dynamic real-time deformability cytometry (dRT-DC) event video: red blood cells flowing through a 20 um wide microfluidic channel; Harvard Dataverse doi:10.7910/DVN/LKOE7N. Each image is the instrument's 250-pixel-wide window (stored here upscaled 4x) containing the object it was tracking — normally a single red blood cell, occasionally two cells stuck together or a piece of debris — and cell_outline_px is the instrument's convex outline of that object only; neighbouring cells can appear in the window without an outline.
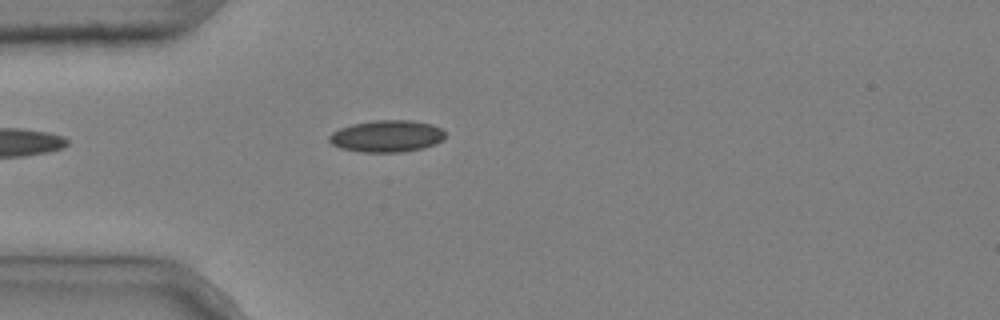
{"species": "common noctule bat (a hibernating species)", "species_latin": "Nyctalus noctula", "temperature_condition": "cold", "stored_images_in_passage": 4, "camera_frame_rate_fps": 3000, "um_per_image_px": 0.085, "animal": {"sex": "male", "body_mass_g": 20.4}, "frame": {"image": 1, "passage_image": 4, "time_ms": 1.0, "image_size_px": [1000, 320], "cell_outline_px": [[444, 140], [436, 144], [424, 148], [400, 152], [364, 152], [340, 148], [332, 144], [328, 140], [328, 136], [332, 132], [340, 128], [352, 124], [376, 120], [412, 120], [432, 124], [440, 128], [444, 132]], "centroid_in_image_um": [32.88, 11.57], "position_along_channel_um": 52.1, "area_um2": 21.62}}